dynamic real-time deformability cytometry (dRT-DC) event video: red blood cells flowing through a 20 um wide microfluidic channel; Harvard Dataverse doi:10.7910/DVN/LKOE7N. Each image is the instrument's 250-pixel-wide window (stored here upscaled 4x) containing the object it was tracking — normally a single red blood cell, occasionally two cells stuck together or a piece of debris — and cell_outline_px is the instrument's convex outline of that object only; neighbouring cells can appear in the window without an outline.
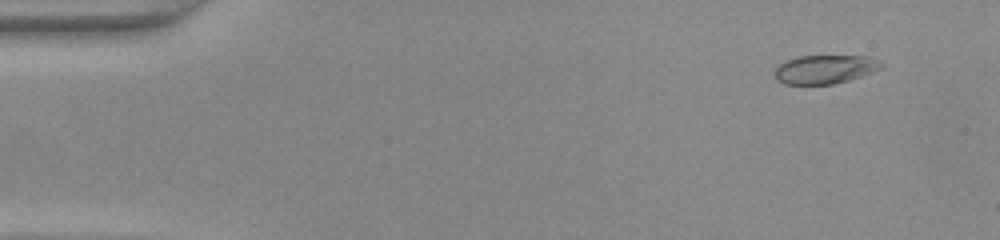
{"species": "common noctule bat (a hibernating species)", "species_latin": "Nyctalus noctula", "temperature_condition": "warm", "stored_images_in_passage": 45, "camera_frame_rate_fps": 3000, "um_per_image_px": 0.085, "animal": {"sex": "female", "body_mass_g": 22.0, "forearm_length_mm": 56.7}, "frame": {"image": 1, "passage_image": 1, "time_ms": 0.0, "image_size_px": [1000, 240], "cell_outline_px": [[884, 68], [848, 80], [832, 84], [784, 84], [776, 80], [776, 68], [780, 64], [788, 60], [800, 56], [868, 56], [880, 60], [884, 64]], "centroid_in_image_um": [70.17, 5.88], "position_along_channel_um": 14.8, "area_um2": 17.74}}
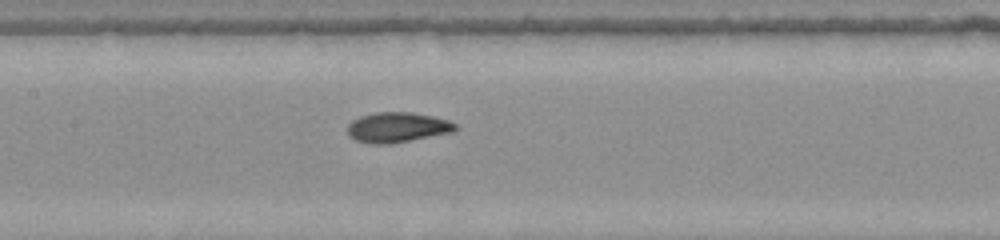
{"frame": {"image": 2, "passage_image": 20, "time_ms": 6.333, "image_size_px": [1000, 240], "cell_outline_px": [[460, 128], [452, 132], [392, 144], [372, 144], [356, 140], [348, 136], [348, 124], [352, 120], [360, 116], [376, 112], [412, 112], [432, 116], [448, 120], [456, 124]], "centroid_in_image_um": [33.77, 10.83], "position_along_channel_um": 173.6, "area_um2": 19.07}}
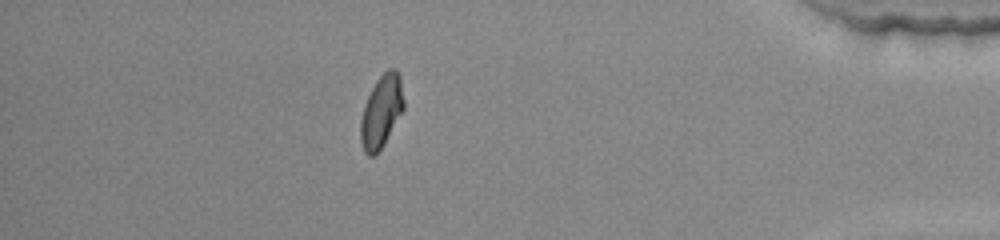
{"frame": {"image": 3, "passage_image": 39, "time_ms": 12.667, "image_size_px": [1000, 240], "cell_outline_px": [[404, 108], [380, 148], [372, 156], [368, 156], [364, 152], [360, 140], [360, 120], [368, 96], [376, 80], [388, 68], [396, 68], [400, 76], [404, 100]], "centroid_in_image_um": [32.41, 9.43], "position_along_channel_um": 402.8, "area_um2": 17.86}}